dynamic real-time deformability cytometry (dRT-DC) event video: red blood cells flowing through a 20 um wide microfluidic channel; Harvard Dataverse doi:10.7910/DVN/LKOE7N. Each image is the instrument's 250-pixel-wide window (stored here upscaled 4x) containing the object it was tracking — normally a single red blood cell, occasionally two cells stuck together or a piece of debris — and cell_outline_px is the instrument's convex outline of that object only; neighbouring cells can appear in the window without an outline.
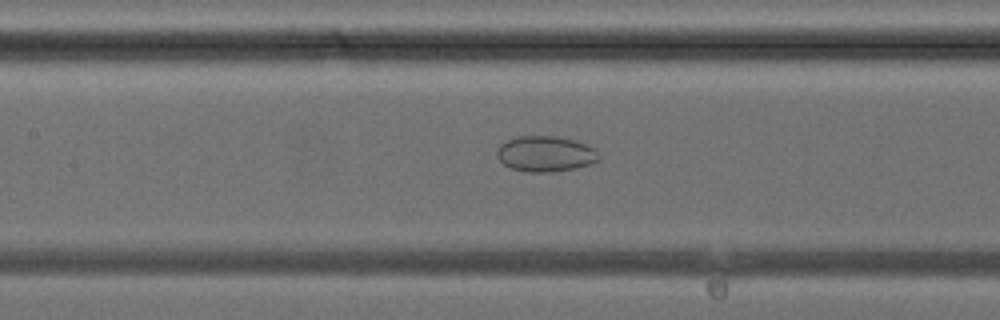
{"species": "common noctule bat (a hibernating species)", "species_latin": "Nyctalus noctula", "temperature_condition": "cold", "stored_images_in_passage": 30, "camera_frame_rate_fps": 3000, "um_per_image_px": 0.085, "animal": {"sex": "female", "body_mass_g": 24.6, "forearm_length_mm": 56.2}, "frame": {"image": 1, "passage_image": 9, "time_ms": 2.667, "image_size_px": [1000, 320], "cell_outline_px": [[600, 160], [576, 168], [552, 172], [528, 172], [512, 168], [504, 164], [496, 156], [496, 152], [500, 144], [508, 140], [520, 136], [556, 136], [576, 140], [588, 144], [596, 148], [600, 156]], "centroid_in_image_um": [46.4, 13.07], "position_along_channel_um": 161.0, "area_um2": 21.33}}
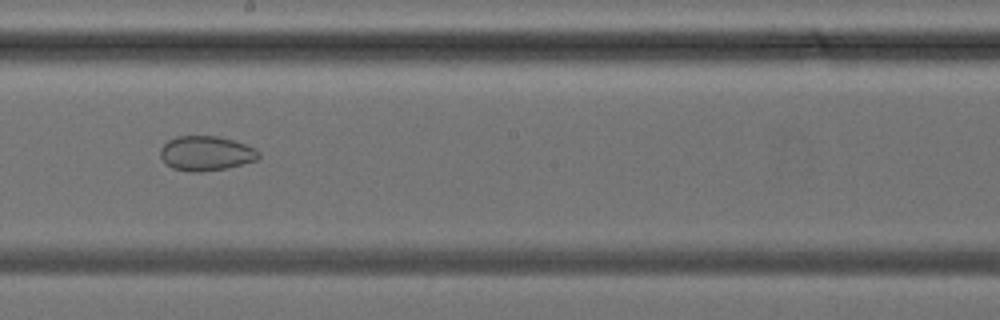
{"frame": {"image": 2, "passage_image": 13, "time_ms": 4.0, "image_size_px": [1000, 320], "cell_outline_px": [[260, 156], [256, 160], [228, 168], [200, 172], [192, 172], [172, 168], [160, 156], [160, 148], [168, 140], [176, 136], [216, 136], [232, 140], [256, 148], [260, 152]], "centroid_in_image_um": [17.52, 13.03], "position_along_channel_um": 230.7, "area_um2": 19.83}}
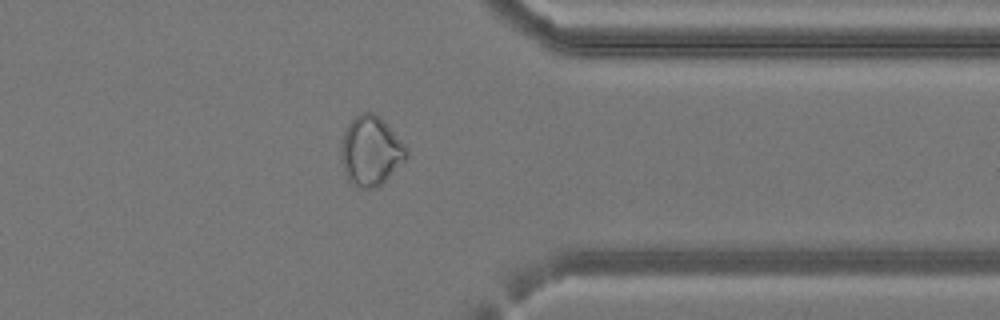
{"frame": {"image": 3, "passage_image": 22, "time_ms": 7.0, "image_size_px": [1000, 320], "cell_outline_px": [[408, 156], [376, 188], [364, 188], [352, 184], [348, 180], [340, 160], [340, 148], [344, 132], [348, 124], [356, 116], [364, 112], [372, 112], [380, 116], [388, 124], [408, 148]], "centroid_in_image_um": [31.5, 12.8], "position_along_channel_um": 379.9, "area_um2": 26.36}}